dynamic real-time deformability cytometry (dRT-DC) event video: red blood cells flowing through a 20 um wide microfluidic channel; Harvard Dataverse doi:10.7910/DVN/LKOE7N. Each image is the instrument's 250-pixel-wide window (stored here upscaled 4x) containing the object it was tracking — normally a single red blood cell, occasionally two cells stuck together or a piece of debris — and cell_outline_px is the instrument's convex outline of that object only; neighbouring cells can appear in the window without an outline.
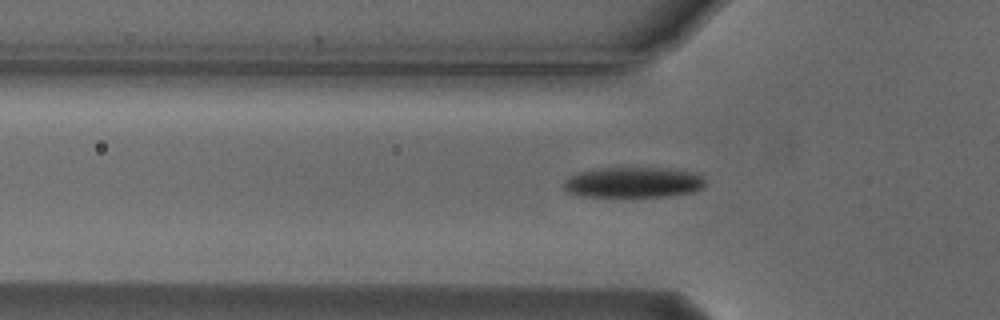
{"species": "Egyptian fruit bat (a non-hibernating species)", "species_latin": "Rousettus aegyptiacus", "temperature_condition": "cold", "stored_images_in_passage": 40, "camera_frame_rate_fps": 3000, "um_per_image_px": 0.085, "animal": {"sex": "male"}, "frame": {"image": 1, "passage_image": 6, "time_ms": 1.667, "image_size_px": [1000, 320], "cell_outline_px": [[704, 184], [700, 188], [692, 192], [668, 196], [580, 196], [568, 192], [564, 188], [564, 180], [580, 172], [600, 168], [668, 168], [696, 172], [704, 180]], "centroid_in_image_um": [53.84, 15.5], "position_along_channel_um": 72.0, "area_um2": 24.91}}
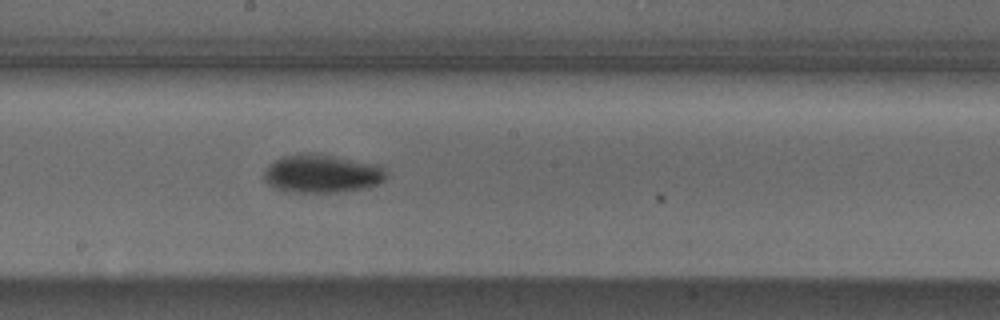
{"frame": {"image": 2, "passage_image": 18, "time_ms": 5.667, "image_size_px": [1000, 320], "cell_outline_px": [[388, 176], [384, 180], [368, 188], [336, 192], [292, 192], [276, 188], [268, 184], [264, 180], [264, 172], [268, 164], [284, 156], [308, 152], [380, 164], [384, 168]], "centroid_in_image_um": [27.39, 14.76], "position_along_channel_um": 220.8, "area_um2": 27.34}}
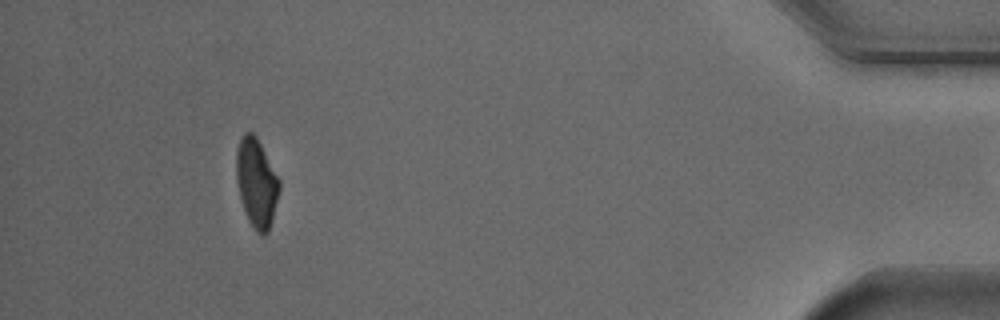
{"frame": {"image": 3, "passage_image": 39, "time_ms": 12.667, "image_size_px": [1000, 320], "cell_outline_px": [[280, 188], [272, 220], [268, 232], [264, 236], [260, 236], [256, 232], [248, 220], [240, 196], [236, 180], [236, 152], [240, 140], [244, 132], [252, 132], [256, 136], [280, 180]], "centroid_in_image_um": [21.8, 15.56], "position_along_channel_um": 413.4, "area_um2": 22.14}}